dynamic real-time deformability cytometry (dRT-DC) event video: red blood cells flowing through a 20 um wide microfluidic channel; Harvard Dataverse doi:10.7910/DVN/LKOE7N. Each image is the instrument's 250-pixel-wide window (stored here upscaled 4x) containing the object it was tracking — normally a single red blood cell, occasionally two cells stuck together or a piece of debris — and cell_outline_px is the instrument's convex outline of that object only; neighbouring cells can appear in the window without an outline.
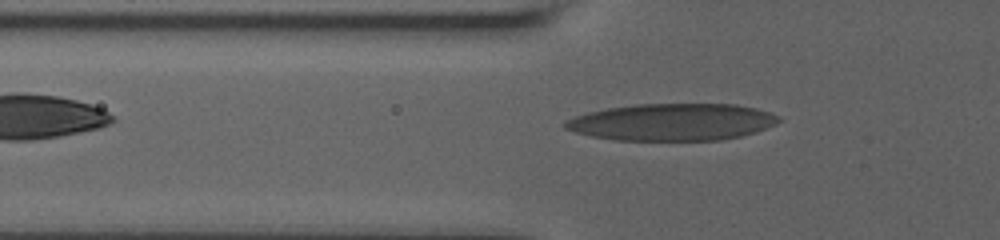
{"species": "human", "species_latin": "Homo sapiens", "temperature_condition": "room temperature", "stored_images_in_passage": 44, "camera_frame_rate_fps": 3000, "um_per_image_px": 0.085, "donor": {"sex": "male"}, "frame": {"image": 1, "passage_image": 4, "time_ms": 0.667, "image_size_px": [1000, 240], "cell_outline_px": [[780, 120], [776, 124], [756, 132], [740, 136], [720, 140], [616, 140], [592, 136], [576, 132], [564, 128], [564, 120], [588, 112], [608, 108], [636, 104], [736, 104], [756, 108], [772, 112], [780, 116]], "centroid_in_image_um": [57.17, 10.37], "position_along_channel_um": 68.6, "area_um2": 46.12}}
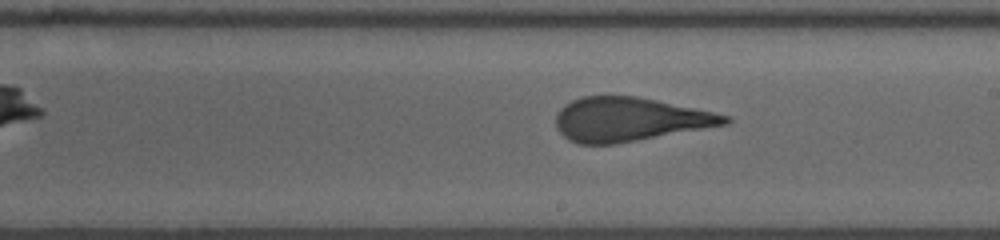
{"frame": {"image": 2, "passage_image": 17, "time_ms": 5.333, "image_size_px": [1000, 240], "cell_outline_px": [[732, 120], [728, 124], [616, 144], [580, 144], [568, 140], [556, 128], [556, 112], [564, 104], [580, 96], [636, 96], [656, 100], [712, 112], [728, 116]], "centroid_in_image_um": [53.45, 10.15], "position_along_channel_um": 235.6, "area_um2": 43.06}}
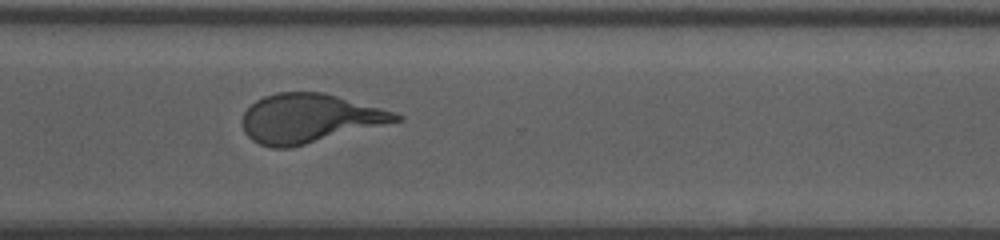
{"frame": {"image": 3, "passage_image": 29, "time_ms": 8.333, "image_size_px": [1000, 240], "cell_outline_px": [[404, 120], [288, 148], [272, 148], [260, 144], [252, 140], [244, 132], [244, 112], [256, 100], [264, 96], [276, 92], [324, 92], [380, 108], [404, 116]], "centroid_in_image_um": [26.3, 10.06], "position_along_channel_um": 344.3, "area_um2": 43.35}}